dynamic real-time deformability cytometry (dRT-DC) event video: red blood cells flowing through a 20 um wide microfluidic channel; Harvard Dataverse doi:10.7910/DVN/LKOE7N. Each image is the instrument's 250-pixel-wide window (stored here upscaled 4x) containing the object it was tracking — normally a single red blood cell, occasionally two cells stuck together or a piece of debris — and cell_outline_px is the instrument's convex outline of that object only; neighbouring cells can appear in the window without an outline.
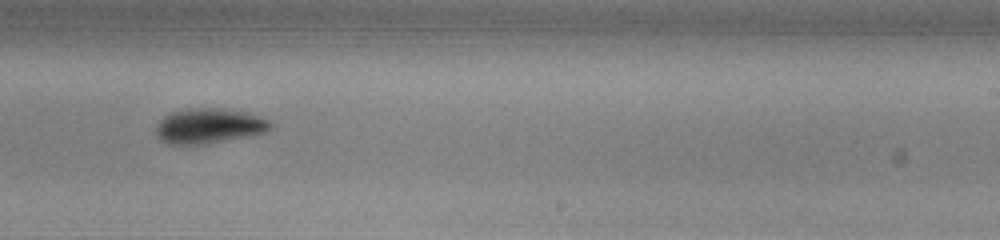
{"species": "common noctule bat (a hibernating species)", "species_latin": "Nyctalus noctula", "temperature_condition": "warm", "stored_images_in_passage": 35, "camera_frame_rate_fps": 3000, "um_per_image_px": 0.085, "animal": {"sex": "male", "body_mass_g": 13.0, "forearm_length_mm": 53.1}, "frame": {"image": 1, "passage_image": 16, "time_ms": 5.0, "image_size_px": [1000, 240], "cell_outline_px": [[272, 128], [264, 132], [208, 144], [168, 144], [160, 140], [156, 136], [156, 124], [168, 112], [192, 108], [216, 108], [244, 112], [268, 120], [272, 124]], "centroid_in_image_um": [17.69, 10.71], "position_along_channel_um": 271.3, "area_um2": 23.24}}
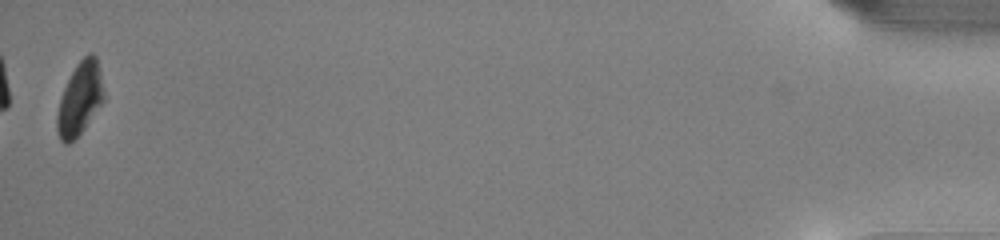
{"frame": {"image": 2, "passage_image": 35, "time_ms": 11.333, "image_size_px": [1000, 240], "cell_outline_px": [[104, 100], [84, 128], [68, 144], [64, 144], [60, 140], [56, 128], [56, 116], [60, 100], [64, 88], [76, 64], [88, 52], [92, 52], [96, 56], [100, 72], [104, 96]], "centroid_in_image_um": [6.77, 8.38], "position_along_channel_um": 428.4, "area_um2": 19.54}, "authors_computed_cell_mechanics": {"area_um2": 21.964, "velocity_mm_per_s": 4.0168, "shape_relaxation_time_tau1_ms": 2.7931, "shape_relaxation_time_tau2_ms": null, "deformation_change_tau1": 0.1395, "deformation_change_tau2": null}}